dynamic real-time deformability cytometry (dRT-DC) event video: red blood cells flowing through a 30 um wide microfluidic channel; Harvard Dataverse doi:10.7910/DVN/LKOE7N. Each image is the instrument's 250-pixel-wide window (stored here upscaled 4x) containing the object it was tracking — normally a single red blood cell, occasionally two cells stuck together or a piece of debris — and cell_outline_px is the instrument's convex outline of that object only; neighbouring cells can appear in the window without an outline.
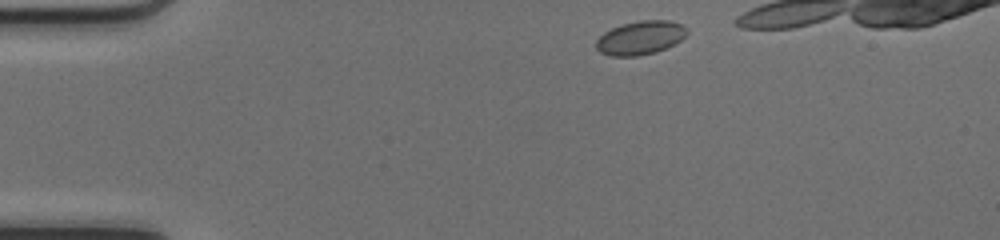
{"species": "common noctule bat (a hibernating species)", "species_latin": "Nyctalus noctula", "temperature_condition": "cold", "stored_images_in_passage": 33, "camera_frame_rate_fps": 3000, "um_per_image_px": 0.085, "animal": {"sex": "female", "body_mass_g": 17.0, "forearm_length_mm": 48.0}, "frame": {"image": 1, "passage_image": 1, "time_ms": 0.0, "image_size_px": [1000, 240], "cell_outline_px": [[688, 32], [680, 40], [656, 52], [636, 56], [608, 56], [600, 52], [596, 48], [596, 40], [604, 32], [620, 24], [640, 20], [668, 20], [680, 24], [688, 28]], "centroid_in_image_um": [54.4, 3.2], "position_along_channel_um": 30.6, "area_um2": 17.8}}
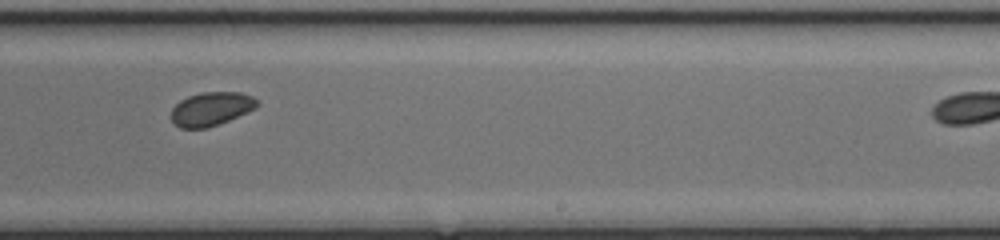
{"frame": {"image": 2, "passage_image": 23, "time_ms": 7.333, "image_size_px": [1000, 240], "cell_outline_px": [[260, 104], [256, 108], [220, 124], [208, 128], [180, 128], [172, 120], [172, 108], [180, 100], [188, 96], [200, 92], [240, 92], [252, 96]], "centroid_in_image_um": [17.96, 9.25], "position_along_channel_um": 271.0, "area_um2": 16.88}}
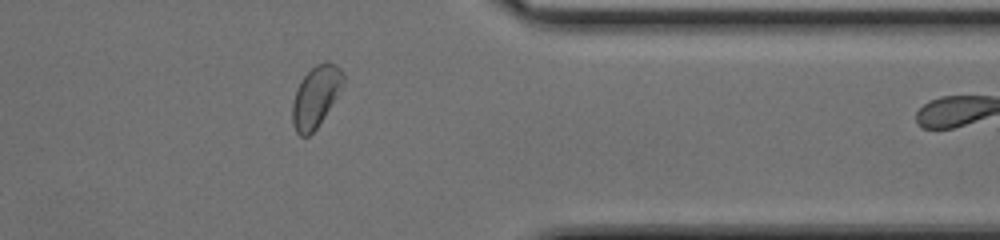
{"frame": {"image": 3, "passage_image": 32, "time_ms": 10.333, "image_size_px": [1000, 240], "cell_outline_px": [[344, 84], [324, 116], [316, 128], [308, 136], [300, 136], [296, 132], [292, 124], [292, 104], [296, 88], [300, 80], [316, 64], [324, 60], [328, 60], [336, 64], [344, 72]], "centroid_in_image_um": [26.83, 8.17], "position_along_channel_um": 384.6, "area_um2": 18.21}}